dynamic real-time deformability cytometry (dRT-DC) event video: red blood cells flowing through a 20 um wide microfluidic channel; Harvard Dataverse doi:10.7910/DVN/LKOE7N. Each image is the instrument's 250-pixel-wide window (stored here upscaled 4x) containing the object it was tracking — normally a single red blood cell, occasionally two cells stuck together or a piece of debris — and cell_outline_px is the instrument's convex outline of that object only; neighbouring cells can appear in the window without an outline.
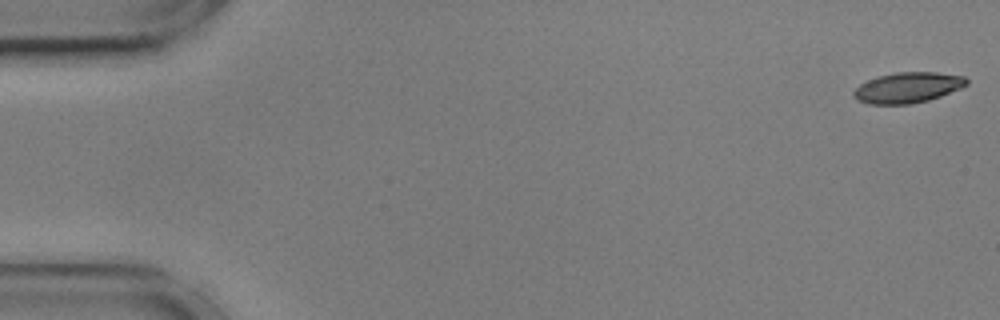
{"species": "common noctule bat (a hibernating species)", "species_latin": "Nyctalus noctula", "temperature_condition": "cold", "stored_images_in_passage": 56, "camera_frame_rate_fps": 3000, "um_per_image_px": 0.085, "animal": {"sex": "male", "body_mass_g": 17.9, "forearm_length_mm": 54.2}, "frame": {"image": 1, "passage_image": 1, "time_ms": 0.0, "image_size_px": [1000, 320], "cell_outline_px": [[968, 84], [960, 88], [940, 96], [928, 100], [912, 104], [868, 104], [856, 100], [852, 96], [852, 92], [860, 84], [876, 76], [896, 72], [936, 72], [964, 76], [968, 80]], "centroid_in_image_um": [77.12, 7.44], "position_along_channel_um": 7.9, "area_um2": 20.23}}
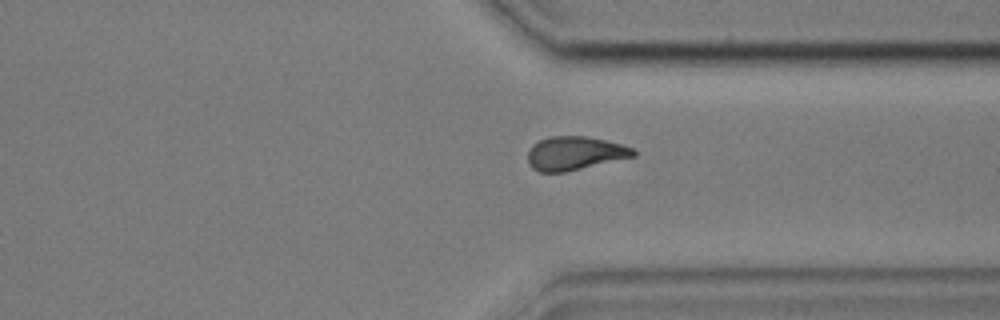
{"frame": {"image": 2, "passage_image": 42, "time_ms": 13.667, "image_size_px": [1000, 320], "cell_outline_px": [[636, 156], [564, 172], [540, 172], [532, 168], [528, 164], [528, 152], [532, 144], [548, 136], [588, 136], [624, 144], [636, 148]], "centroid_in_image_um": [48.88, 13.01], "position_along_channel_um": 362.5, "area_um2": 20.92}}
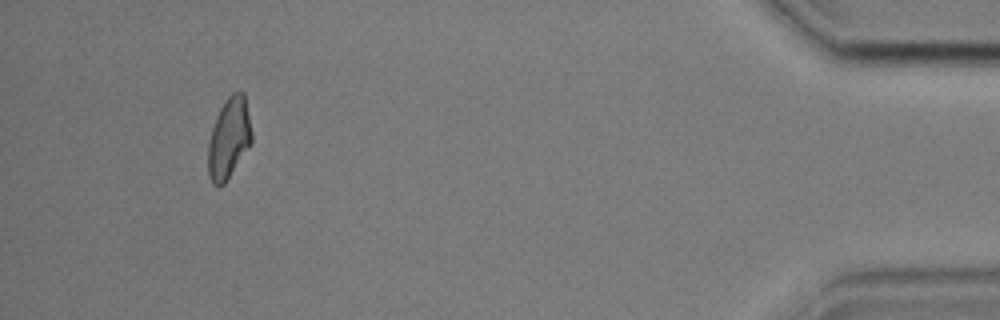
{"frame": {"image": 3, "passage_image": 52, "time_ms": 17.0, "image_size_px": [1000, 320], "cell_outline_px": [[252, 144], [224, 184], [220, 188], [216, 188], [212, 184], [208, 176], [208, 144], [212, 128], [216, 116], [224, 100], [232, 92], [240, 88], [244, 92], [252, 132]], "centroid_in_image_um": [19.46, 11.75], "position_along_channel_um": 415.7, "area_um2": 21.04}, "authors_computed_cell_mechanics": {"area_um2": 20.9814, "velocity_mm_per_s": 3.5876, "shape_relaxation_time_tau1_ms": 7.0054, "shape_relaxation_time_tau2_ms": 10.1991, "deformation_change_tau1": 0.1729, "deformation_change_tau2": 0.1903}}